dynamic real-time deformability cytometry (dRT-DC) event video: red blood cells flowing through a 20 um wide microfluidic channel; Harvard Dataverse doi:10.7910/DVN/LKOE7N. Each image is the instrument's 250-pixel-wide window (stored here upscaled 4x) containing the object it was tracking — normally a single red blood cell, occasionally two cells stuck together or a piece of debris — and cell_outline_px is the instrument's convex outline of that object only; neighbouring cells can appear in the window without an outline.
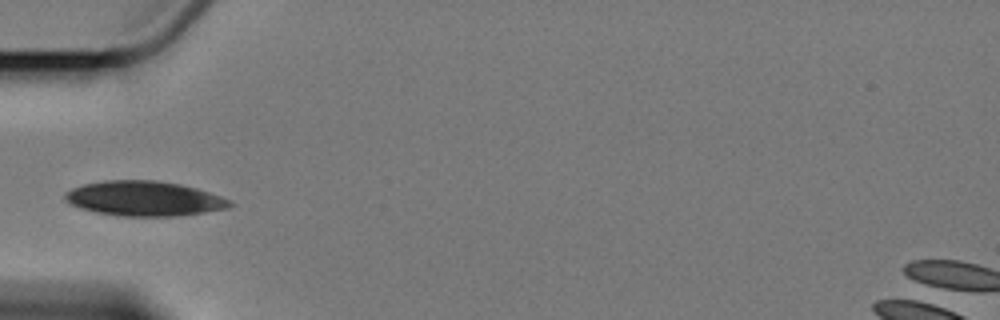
{"species": "Egyptian fruit bat (a non-hibernating species)", "species_latin": "Rousettus aegyptiacus", "temperature_condition": "cold", "stored_images_in_passage": 3, "camera_frame_rate_fps": 3000, "um_per_image_px": 0.085, "animal": {"sex": "female"}, "frame": {"image": 1, "passage_image": 2, "time_ms": 1.333, "image_size_px": [1000, 320], "cell_outline_px": [[236, 204], [228, 208], [180, 216], [120, 216], [96, 212], [80, 208], [68, 204], [64, 200], [64, 196], [72, 188], [84, 184], [104, 180], [156, 180], [180, 184], [196, 188], [232, 200]], "centroid_in_image_um": [12.26, 16.88], "position_along_channel_um": 72.7, "area_um2": 33.64}}
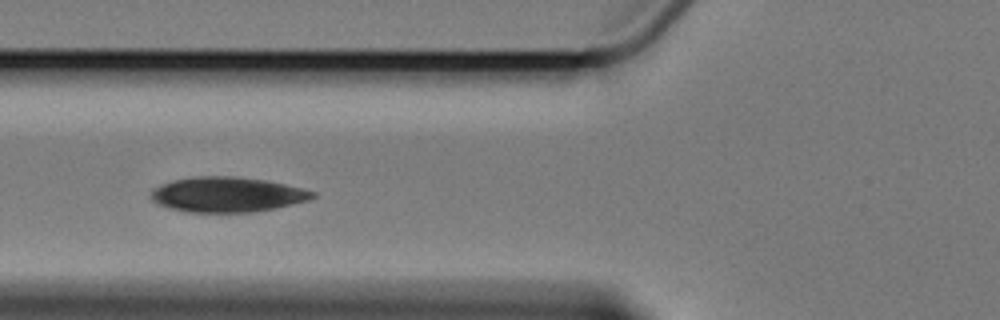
{"frame": {"image": 2, "passage_image": 3, "time_ms": 2.333, "image_size_px": [1000, 320], "cell_outline_px": [[316, 196], [308, 200], [276, 208], [252, 212], [184, 212], [168, 208], [156, 204], [152, 200], [152, 188], [172, 180], [200, 176], [236, 176], [264, 180], [284, 184], [316, 192]], "centroid_in_image_um": [19.28, 16.54], "position_along_channel_um": 106.5, "area_um2": 33.0}}